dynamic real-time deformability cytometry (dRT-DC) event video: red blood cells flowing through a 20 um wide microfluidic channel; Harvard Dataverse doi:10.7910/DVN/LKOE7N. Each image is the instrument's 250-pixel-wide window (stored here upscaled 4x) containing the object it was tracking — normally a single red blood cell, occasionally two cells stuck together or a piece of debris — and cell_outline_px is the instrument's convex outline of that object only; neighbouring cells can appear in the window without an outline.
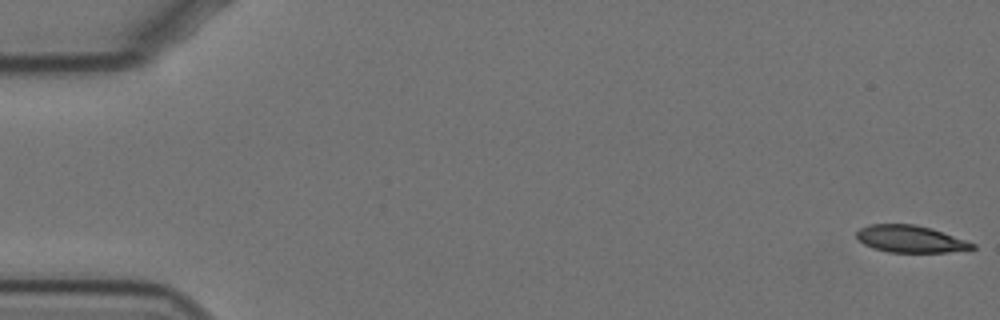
{"species": "Egyptian fruit bat (a non-hibernating species)", "species_latin": "Rousettus aegyptiacus", "temperature_condition": "cold", "stored_images_in_passage": 13, "camera_frame_rate_fps": 3000, "um_per_image_px": 0.085, "animal": {"sex": "female"}, "frame": {"image": 1, "passage_image": 1, "time_ms": 0.0, "image_size_px": [1000, 320], "cell_outline_px": [[976, 248], [948, 252], [888, 252], [872, 248], [864, 244], [856, 236], [856, 232], [860, 228], [868, 224], [916, 224], [932, 228], [976, 244]], "centroid_in_image_um": [77.37, 20.31], "position_along_channel_um": 7.6, "area_um2": 18.26}}